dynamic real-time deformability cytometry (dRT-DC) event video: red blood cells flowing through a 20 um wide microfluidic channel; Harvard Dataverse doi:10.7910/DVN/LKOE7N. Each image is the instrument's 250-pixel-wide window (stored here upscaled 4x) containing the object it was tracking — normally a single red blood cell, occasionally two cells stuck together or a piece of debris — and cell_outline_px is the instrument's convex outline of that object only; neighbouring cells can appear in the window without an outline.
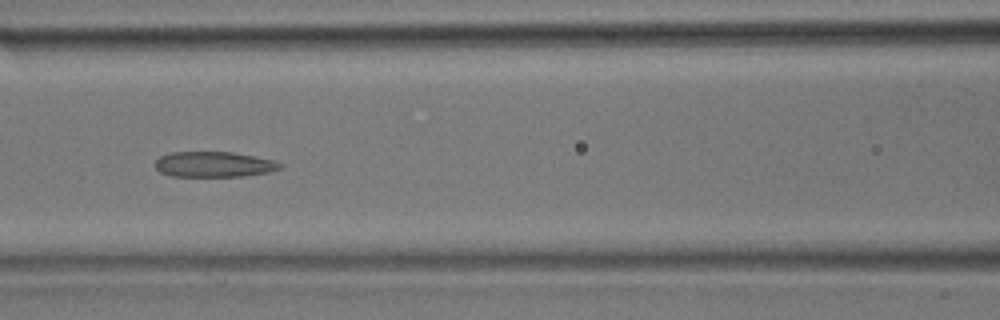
{"species": "common noctule bat (a hibernating species)", "species_latin": "Nyctalus noctula", "temperature_condition": "room temperature", "stored_images_in_passage": 34, "camera_frame_rate_fps": 3000, "um_per_image_px": 0.085, "animal": {"sex": "male", "body_mass_g": 17.9}, "frame": {"image": 1, "passage_image": 13, "time_ms": 4.0, "image_size_px": [1000, 320], "cell_outline_px": [[284, 164], [280, 168], [268, 172], [244, 176], [172, 176], [160, 172], [156, 168], [156, 160], [160, 156], [172, 152], [232, 152], [276, 160]], "centroid_in_image_um": [18.21, 13.97], "position_along_channel_um": 148.4, "area_um2": 18.5}}
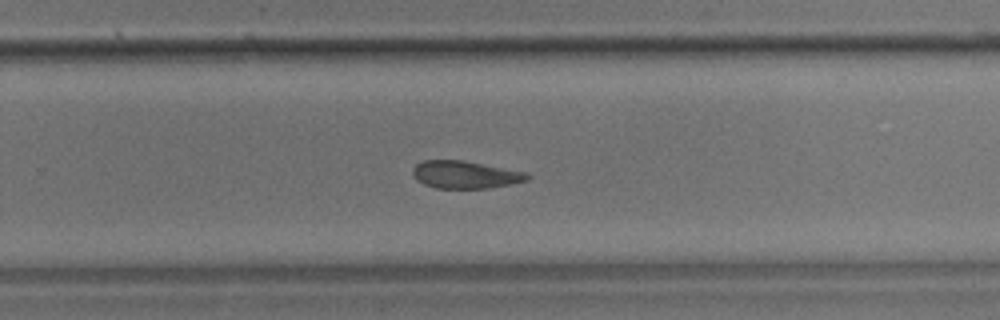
{"frame": {"image": 2, "passage_image": 21, "time_ms": 6.667, "image_size_px": [1000, 320], "cell_outline_px": [[532, 176], [528, 180], [488, 188], [436, 188], [424, 184], [416, 180], [412, 172], [412, 168], [416, 164], [424, 160], [464, 160], [528, 172]], "centroid_in_image_um": [39.55, 14.83], "position_along_channel_um": 290.2, "area_um2": 18.5}}
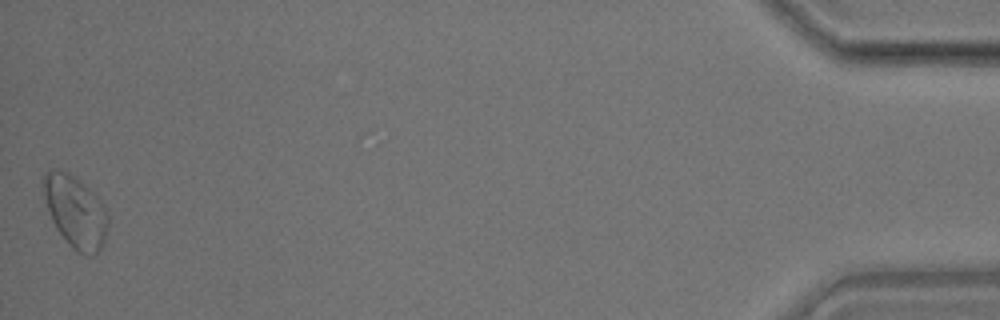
{"frame": {"image": 3, "passage_image": 34, "time_ms": 11.0, "image_size_px": [1000, 320], "cell_outline_px": [[108, 224], [104, 244], [96, 252], [76, 252], [68, 244], [56, 228], [52, 220], [48, 208], [44, 192], [44, 172], [56, 168], [68, 172], [80, 180], [104, 204], [108, 216]], "centroid_in_image_um": [6.42, 17.96], "position_along_channel_um": 428.8, "area_um2": 26.65}}